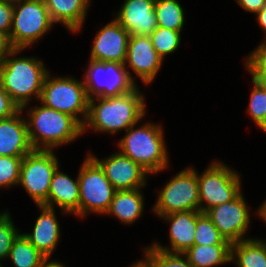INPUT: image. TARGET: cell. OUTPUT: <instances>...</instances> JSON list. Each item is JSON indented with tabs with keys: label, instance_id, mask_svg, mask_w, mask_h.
<instances>
[{
	"label": "cell",
	"instance_id": "2e32d148",
	"mask_svg": "<svg viewBox=\"0 0 266 267\" xmlns=\"http://www.w3.org/2000/svg\"><path fill=\"white\" fill-rule=\"evenodd\" d=\"M156 0H125L115 20L130 35L150 36L158 27L155 15Z\"/></svg>",
	"mask_w": 266,
	"mask_h": 267
},
{
	"label": "cell",
	"instance_id": "4fadbf2b",
	"mask_svg": "<svg viewBox=\"0 0 266 267\" xmlns=\"http://www.w3.org/2000/svg\"><path fill=\"white\" fill-rule=\"evenodd\" d=\"M90 157L101 167L112 186L118 190L143 188L150 175L138 163L120 151L100 160L89 153Z\"/></svg>",
	"mask_w": 266,
	"mask_h": 267
},
{
	"label": "cell",
	"instance_id": "ab89813d",
	"mask_svg": "<svg viewBox=\"0 0 266 267\" xmlns=\"http://www.w3.org/2000/svg\"><path fill=\"white\" fill-rule=\"evenodd\" d=\"M256 213V215H258L261 220H264V222L266 223V200L261 204Z\"/></svg>",
	"mask_w": 266,
	"mask_h": 267
},
{
	"label": "cell",
	"instance_id": "f546056e",
	"mask_svg": "<svg viewBox=\"0 0 266 267\" xmlns=\"http://www.w3.org/2000/svg\"><path fill=\"white\" fill-rule=\"evenodd\" d=\"M245 67L257 82L266 84V40L262 41L245 59Z\"/></svg>",
	"mask_w": 266,
	"mask_h": 267
},
{
	"label": "cell",
	"instance_id": "4316f807",
	"mask_svg": "<svg viewBox=\"0 0 266 267\" xmlns=\"http://www.w3.org/2000/svg\"><path fill=\"white\" fill-rule=\"evenodd\" d=\"M143 259L149 267H193L183 253H169L154 248L151 244L144 248Z\"/></svg>",
	"mask_w": 266,
	"mask_h": 267
},
{
	"label": "cell",
	"instance_id": "ba28073f",
	"mask_svg": "<svg viewBox=\"0 0 266 267\" xmlns=\"http://www.w3.org/2000/svg\"><path fill=\"white\" fill-rule=\"evenodd\" d=\"M199 211L205 213L210 208L235 199L241 192L240 175L222 161H213L200 175Z\"/></svg>",
	"mask_w": 266,
	"mask_h": 267
},
{
	"label": "cell",
	"instance_id": "484cf974",
	"mask_svg": "<svg viewBox=\"0 0 266 267\" xmlns=\"http://www.w3.org/2000/svg\"><path fill=\"white\" fill-rule=\"evenodd\" d=\"M154 11L158 27L182 32L185 12L178 0H156Z\"/></svg>",
	"mask_w": 266,
	"mask_h": 267
},
{
	"label": "cell",
	"instance_id": "ffe728a7",
	"mask_svg": "<svg viewBox=\"0 0 266 267\" xmlns=\"http://www.w3.org/2000/svg\"><path fill=\"white\" fill-rule=\"evenodd\" d=\"M79 200L78 176L74 180L59 170L58 167L51 179L47 201L43 206L49 208L58 206L63 213L75 214V216L79 217Z\"/></svg>",
	"mask_w": 266,
	"mask_h": 267
},
{
	"label": "cell",
	"instance_id": "7c38bea8",
	"mask_svg": "<svg viewBox=\"0 0 266 267\" xmlns=\"http://www.w3.org/2000/svg\"><path fill=\"white\" fill-rule=\"evenodd\" d=\"M205 213L227 241L245 240L251 216L242 192L232 201L216 205Z\"/></svg>",
	"mask_w": 266,
	"mask_h": 267
},
{
	"label": "cell",
	"instance_id": "f35d334b",
	"mask_svg": "<svg viewBox=\"0 0 266 267\" xmlns=\"http://www.w3.org/2000/svg\"><path fill=\"white\" fill-rule=\"evenodd\" d=\"M50 259H46L43 263H42V265H41V267H65V265H63L61 262H57V260L55 261V260H50Z\"/></svg>",
	"mask_w": 266,
	"mask_h": 267
},
{
	"label": "cell",
	"instance_id": "83f0119b",
	"mask_svg": "<svg viewBox=\"0 0 266 267\" xmlns=\"http://www.w3.org/2000/svg\"><path fill=\"white\" fill-rule=\"evenodd\" d=\"M149 37L154 49L162 59H164L166 55L174 53L181 44L180 31L163 27H157Z\"/></svg>",
	"mask_w": 266,
	"mask_h": 267
},
{
	"label": "cell",
	"instance_id": "9c48e42d",
	"mask_svg": "<svg viewBox=\"0 0 266 267\" xmlns=\"http://www.w3.org/2000/svg\"><path fill=\"white\" fill-rule=\"evenodd\" d=\"M79 181V217L84 218L90 212L105 214L117 191L107 179L101 167L86 156L78 173Z\"/></svg>",
	"mask_w": 266,
	"mask_h": 267
},
{
	"label": "cell",
	"instance_id": "8d00e7d4",
	"mask_svg": "<svg viewBox=\"0 0 266 267\" xmlns=\"http://www.w3.org/2000/svg\"><path fill=\"white\" fill-rule=\"evenodd\" d=\"M13 49L9 36L0 32V63Z\"/></svg>",
	"mask_w": 266,
	"mask_h": 267
},
{
	"label": "cell",
	"instance_id": "e575fe53",
	"mask_svg": "<svg viewBox=\"0 0 266 267\" xmlns=\"http://www.w3.org/2000/svg\"><path fill=\"white\" fill-rule=\"evenodd\" d=\"M19 110V106L11 99L0 83V119L9 118Z\"/></svg>",
	"mask_w": 266,
	"mask_h": 267
},
{
	"label": "cell",
	"instance_id": "52a82bcc",
	"mask_svg": "<svg viewBox=\"0 0 266 267\" xmlns=\"http://www.w3.org/2000/svg\"><path fill=\"white\" fill-rule=\"evenodd\" d=\"M88 98L116 97L132 91L137 83L125 64L116 61L89 59L88 69L83 75Z\"/></svg>",
	"mask_w": 266,
	"mask_h": 267
},
{
	"label": "cell",
	"instance_id": "8fae6325",
	"mask_svg": "<svg viewBox=\"0 0 266 267\" xmlns=\"http://www.w3.org/2000/svg\"><path fill=\"white\" fill-rule=\"evenodd\" d=\"M58 162L54 150H33L23 158L18 185L27 191L37 206L47 201Z\"/></svg>",
	"mask_w": 266,
	"mask_h": 267
},
{
	"label": "cell",
	"instance_id": "7bdbcfd3",
	"mask_svg": "<svg viewBox=\"0 0 266 267\" xmlns=\"http://www.w3.org/2000/svg\"><path fill=\"white\" fill-rule=\"evenodd\" d=\"M4 1L12 3V4H15V3H18V2H20L22 0H4Z\"/></svg>",
	"mask_w": 266,
	"mask_h": 267
},
{
	"label": "cell",
	"instance_id": "603a6c76",
	"mask_svg": "<svg viewBox=\"0 0 266 267\" xmlns=\"http://www.w3.org/2000/svg\"><path fill=\"white\" fill-rule=\"evenodd\" d=\"M183 254L193 267H218L231 263V244L193 245Z\"/></svg>",
	"mask_w": 266,
	"mask_h": 267
},
{
	"label": "cell",
	"instance_id": "f1b7e54d",
	"mask_svg": "<svg viewBox=\"0 0 266 267\" xmlns=\"http://www.w3.org/2000/svg\"><path fill=\"white\" fill-rule=\"evenodd\" d=\"M231 244L227 241L213 224L206 213L197 217L194 245Z\"/></svg>",
	"mask_w": 266,
	"mask_h": 267
},
{
	"label": "cell",
	"instance_id": "d590c367",
	"mask_svg": "<svg viewBox=\"0 0 266 267\" xmlns=\"http://www.w3.org/2000/svg\"><path fill=\"white\" fill-rule=\"evenodd\" d=\"M236 2L246 11L254 13L255 15L261 8L266 6L265 0H236Z\"/></svg>",
	"mask_w": 266,
	"mask_h": 267
},
{
	"label": "cell",
	"instance_id": "ac0fdd59",
	"mask_svg": "<svg viewBox=\"0 0 266 267\" xmlns=\"http://www.w3.org/2000/svg\"><path fill=\"white\" fill-rule=\"evenodd\" d=\"M22 112L20 109L13 116L0 119V156L24 157L34 150Z\"/></svg>",
	"mask_w": 266,
	"mask_h": 267
},
{
	"label": "cell",
	"instance_id": "7402d4cb",
	"mask_svg": "<svg viewBox=\"0 0 266 267\" xmlns=\"http://www.w3.org/2000/svg\"><path fill=\"white\" fill-rule=\"evenodd\" d=\"M141 190L142 188L116 191L105 215H113L125 225L133 224L144 211V196Z\"/></svg>",
	"mask_w": 266,
	"mask_h": 267
},
{
	"label": "cell",
	"instance_id": "30bf717a",
	"mask_svg": "<svg viewBox=\"0 0 266 267\" xmlns=\"http://www.w3.org/2000/svg\"><path fill=\"white\" fill-rule=\"evenodd\" d=\"M199 204L198 173L193 167H187L159 191L152 210L156 216H165L174 212L199 211Z\"/></svg>",
	"mask_w": 266,
	"mask_h": 267
},
{
	"label": "cell",
	"instance_id": "836d02e7",
	"mask_svg": "<svg viewBox=\"0 0 266 267\" xmlns=\"http://www.w3.org/2000/svg\"><path fill=\"white\" fill-rule=\"evenodd\" d=\"M14 4L0 0V32L10 36Z\"/></svg>",
	"mask_w": 266,
	"mask_h": 267
},
{
	"label": "cell",
	"instance_id": "6da1fadb",
	"mask_svg": "<svg viewBox=\"0 0 266 267\" xmlns=\"http://www.w3.org/2000/svg\"><path fill=\"white\" fill-rule=\"evenodd\" d=\"M144 99L145 96L138 86L116 97L89 99L83 133L88 129L108 134L126 131L132 125L140 123L145 116Z\"/></svg>",
	"mask_w": 266,
	"mask_h": 267
},
{
	"label": "cell",
	"instance_id": "5b68a950",
	"mask_svg": "<svg viewBox=\"0 0 266 267\" xmlns=\"http://www.w3.org/2000/svg\"><path fill=\"white\" fill-rule=\"evenodd\" d=\"M39 101L48 108L74 117L82 126L86 121L89 98L83 81L69 76L52 77L48 73Z\"/></svg>",
	"mask_w": 266,
	"mask_h": 267
},
{
	"label": "cell",
	"instance_id": "1f68e13d",
	"mask_svg": "<svg viewBox=\"0 0 266 267\" xmlns=\"http://www.w3.org/2000/svg\"><path fill=\"white\" fill-rule=\"evenodd\" d=\"M19 234L20 231L15 227L10 213H0V261L8 258L13 242Z\"/></svg>",
	"mask_w": 266,
	"mask_h": 267
},
{
	"label": "cell",
	"instance_id": "9a60e30c",
	"mask_svg": "<svg viewBox=\"0 0 266 267\" xmlns=\"http://www.w3.org/2000/svg\"><path fill=\"white\" fill-rule=\"evenodd\" d=\"M130 33L115 19L103 26L93 40L90 59L125 64Z\"/></svg>",
	"mask_w": 266,
	"mask_h": 267
},
{
	"label": "cell",
	"instance_id": "8992f818",
	"mask_svg": "<svg viewBox=\"0 0 266 267\" xmlns=\"http://www.w3.org/2000/svg\"><path fill=\"white\" fill-rule=\"evenodd\" d=\"M43 0H22L14 4L10 42L14 49H26L53 27Z\"/></svg>",
	"mask_w": 266,
	"mask_h": 267
},
{
	"label": "cell",
	"instance_id": "d4e9b609",
	"mask_svg": "<svg viewBox=\"0 0 266 267\" xmlns=\"http://www.w3.org/2000/svg\"><path fill=\"white\" fill-rule=\"evenodd\" d=\"M8 259L14 267H41L47 258L20 233L13 242Z\"/></svg>",
	"mask_w": 266,
	"mask_h": 267
},
{
	"label": "cell",
	"instance_id": "60d3db41",
	"mask_svg": "<svg viewBox=\"0 0 266 267\" xmlns=\"http://www.w3.org/2000/svg\"><path fill=\"white\" fill-rule=\"evenodd\" d=\"M129 267H149V265L144 260H138L136 263L130 265Z\"/></svg>",
	"mask_w": 266,
	"mask_h": 267
},
{
	"label": "cell",
	"instance_id": "cb8c5ba5",
	"mask_svg": "<svg viewBox=\"0 0 266 267\" xmlns=\"http://www.w3.org/2000/svg\"><path fill=\"white\" fill-rule=\"evenodd\" d=\"M231 261L238 267H266V241L246 238L231 243Z\"/></svg>",
	"mask_w": 266,
	"mask_h": 267
},
{
	"label": "cell",
	"instance_id": "b9f144b4",
	"mask_svg": "<svg viewBox=\"0 0 266 267\" xmlns=\"http://www.w3.org/2000/svg\"><path fill=\"white\" fill-rule=\"evenodd\" d=\"M258 127L261 128L262 131L266 133V118L258 124Z\"/></svg>",
	"mask_w": 266,
	"mask_h": 267
},
{
	"label": "cell",
	"instance_id": "277c9868",
	"mask_svg": "<svg viewBox=\"0 0 266 267\" xmlns=\"http://www.w3.org/2000/svg\"><path fill=\"white\" fill-rule=\"evenodd\" d=\"M132 125L119 140L118 147L122 154L138 163L150 175L162 172L169 165V156L160 124L147 122L136 127Z\"/></svg>",
	"mask_w": 266,
	"mask_h": 267
},
{
	"label": "cell",
	"instance_id": "74e56055",
	"mask_svg": "<svg viewBox=\"0 0 266 267\" xmlns=\"http://www.w3.org/2000/svg\"><path fill=\"white\" fill-rule=\"evenodd\" d=\"M256 20L260 25L261 29L265 32V40H266V6L261 8L260 11L256 14Z\"/></svg>",
	"mask_w": 266,
	"mask_h": 267
},
{
	"label": "cell",
	"instance_id": "4dcf8cb0",
	"mask_svg": "<svg viewBox=\"0 0 266 267\" xmlns=\"http://www.w3.org/2000/svg\"><path fill=\"white\" fill-rule=\"evenodd\" d=\"M253 90L250 94L248 113L256 127L266 118V84L252 79Z\"/></svg>",
	"mask_w": 266,
	"mask_h": 267
},
{
	"label": "cell",
	"instance_id": "7a4b0ae2",
	"mask_svg": "<svg viewBox=\"0 0 266 267\" xmlns=\"http://www.w3.org/2000/svg\"><path fill=\"white\" fill-rule=\"evenodd\" d=\"M22 51L23 49H13L0 63V83L24 111L32 99L39 101L49 72L44 62L36 57H15Z\"/></svg>",
	"mask_w": 266,
	"mask_h": 267
},
{
	"label": "cell",
	"instance_id": "5bb4252c",
	"mask_svg": "<svg viewBox=\"0 0 266 267\" xmlns=\"http://www.w3.org/2000/svg\"><path fill=\"white\" fill-rule=\"evenodd\" d=\"M163 59L154 49L149 36L130 35L127 48L125 67H130L144 84L152 83Z\"/></svg>",
	"mask_w": 266,
	"mask_h": 267
},
{
	"label": "cell",
	"instance_id": "e0dca14e",
	"mask_svg": "<svg viewBox=\"0 0 266 267\" xmlns=\"http://www.w3.org/2000/svg\"><path fill=\"white\" fill-rule=\"evenodd\" d=\"M200 211L174 212L159 218L170 223V248L154 241L152 246L169 253H184L194 245L197 217Z\"/></svg>",
	"mask_w": 266,
	"mask_h": 267
},
{
	"label": "cell",
	"instance_id": "3957f363",
	"mask_svg": "<svg viewBox=\"0 0 266 267\" xmlns=\"http://www.w3.org/2000/svg\"><path fill=\"white\" fill-rule=\"evenodd\" d=\"M27 111L28 136L34 150H53L83 134V126L72 116L41 106Z\"/></svg>",
	"mask_w": 266,
	"mask_h": 267
},
{
	"label": "cell",
	"instance_id": "44dd1931",
	"mask_svg": "<svg viewBox=\"0 0 266 267\" xmlns=\"http://www.w3.org/2000/svg\"><path fill=\"white\" fill-rule=\"evenodd\" d=\"M52 22L61 23L71 33L82 29L91 0H43Z\"/></svg>",
	"mask_w": 266,
	"mask_h": 267
},
{
	"label": "cell",
	"instance_id": "d6a6232c",
	"mask_svg": "<svg viewBox=\"0 0 266 267\" xmlns=\"http://www.w3.org/2000/svg\"><path fill=\"white\" fill-rule=\"evenodd\" d=\"M23 158L0 156V188L18 185Z\"/></svg>",
	"mask_w": 266,
	"mask_h": 267
},
{
	"label": "cell",
	"instance_id": "d6986e66",
	"mask_svg": "<svg viewBox=\"0 0 266 267\" xmlns=\"http://www.w3.org/2000/svg\"><path fill=\"white\" fill-rule=\"evenodd\" d=\"M41 214L38 216L32 233H23L29 242L47 259H50L59 243L60 225L54 208L38 205Z\"/></svg>",
	"mask_w": 266,
	"mask_h": 267
}]
</instances>
